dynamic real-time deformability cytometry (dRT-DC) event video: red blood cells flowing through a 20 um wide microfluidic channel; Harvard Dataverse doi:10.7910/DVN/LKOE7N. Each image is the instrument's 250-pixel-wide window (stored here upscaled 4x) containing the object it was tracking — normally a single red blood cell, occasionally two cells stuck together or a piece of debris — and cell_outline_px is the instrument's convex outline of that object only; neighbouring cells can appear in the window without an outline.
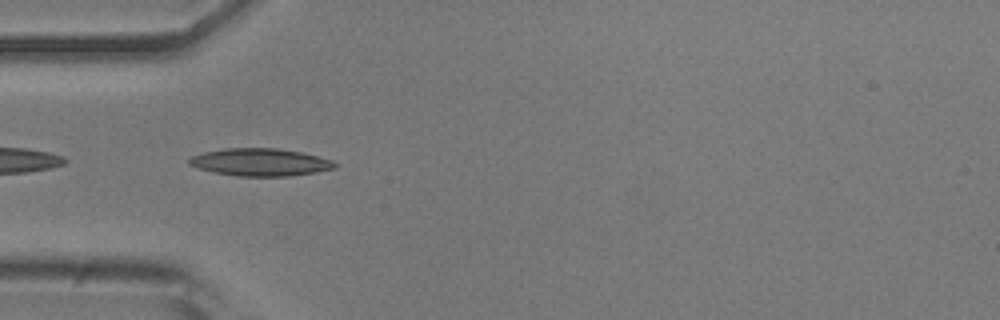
{"species": "common noctule bat (a hibernating species)", "species_latin": "Nyctalus noctula", "temperature_condition": "room temperature", "stored_images_in_passage": 23, "camera_frame_rate_fps": 3000, "um_per_image_px": 0.085, "animal": {"sex": "male", "body_mass_g": 20.5, "forearm_length_mm": 52.5}, "frame": {"image": 1, "passage_image": 4, "time_ms": 1.0, "image_size_px": [1000, 320], "cell_outline_px": [[336, 168], [316, 172], [288, 176], [236, 176], [212, 172], [196, 168], [188, 164], [188, 160], [192, 156], [204, 152], [224, 148], [276, 148], [300, 152], [332, 160], [336, 164]], "centroid_in_image_um": [22.08, 13.79], "position_along_channel_um": 62.9, "area_um2": 23.35}}
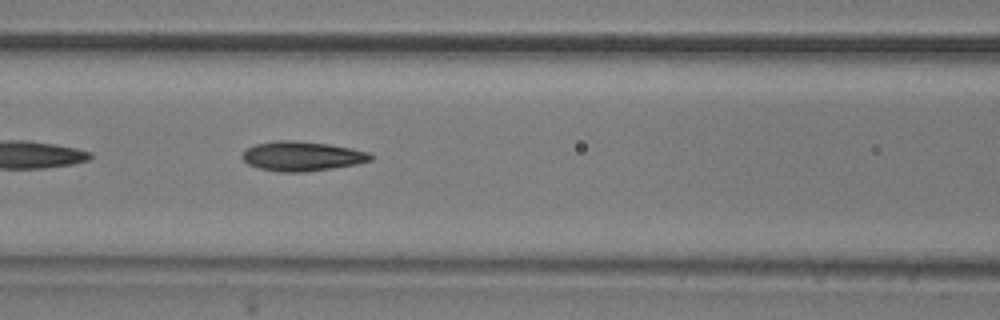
{"frame": {"image": 2, "passage_image": 10, "time_ms": 3.0, "image_size_px": [1000, 320], "cell_outline_px": [[372, 160], [356, 164], [332, 168], [304, 172], [280, 172], [260, 168], [248, 164], [244, 160], [244, 152], [248, 148], [256, 144], [276, 140], [296, 140], [328, 144], [352, 148], [368, 152], [372, 156]], "centroid_in_image_um": [25.69, 13.27], "position_along_channel_um": 140.9, "area_um2": 21.91}}
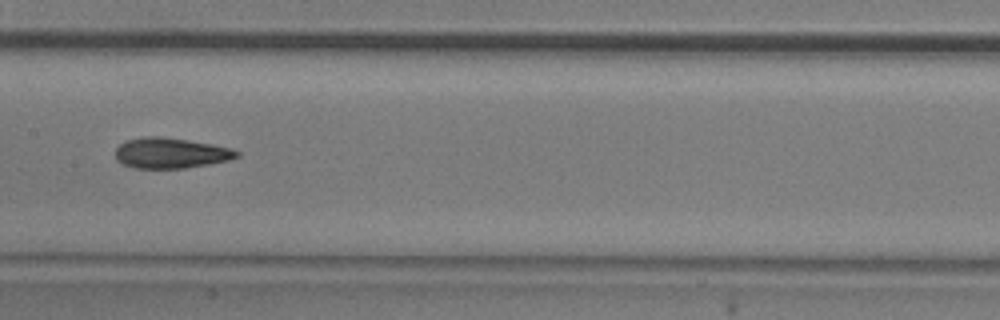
{"frame": {"image": 3, "passage_image": 14, "time_ms": 4.333, "image_size_px": [1000, 320], "cell_outline_px": [[240, 156], [228, 160], [208, 164], [184, 168], [132, 168], [116, 160], [116, 148], [120, 144], [128, 140], [144, 136], [160, 136], [188, 140], [212, 144], [232, 148], [240, 152]], "centroid_in_image_um": [14.52, 13.0], "position_along_channel_um": 192.9, "area_um2": 21.56}}